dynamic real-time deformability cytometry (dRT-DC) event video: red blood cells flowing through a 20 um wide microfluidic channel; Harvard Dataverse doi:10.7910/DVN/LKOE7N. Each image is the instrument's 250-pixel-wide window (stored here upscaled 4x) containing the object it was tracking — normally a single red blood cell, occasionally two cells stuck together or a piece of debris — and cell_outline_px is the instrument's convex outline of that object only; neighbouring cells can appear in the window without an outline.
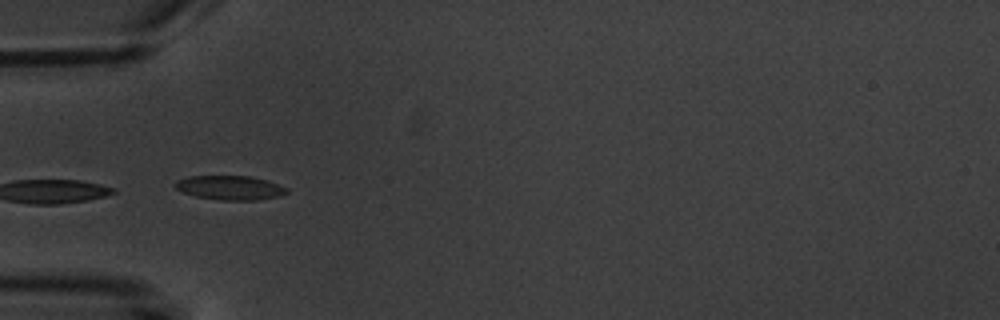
{"species": "common noctule bat (a hibernating species)", "species_latin": "Nyctalus noctula", "temperature_condition": "warm", "stored_images_in_passage": 8, "camera_frame_rate_fps": 3000, "um_per_image_px": 0.085, "animal": {"sex": "male", "body_mass_g": 20.1, "forearm_length_mm": 53.5}, "frame": {"image": 1, "passage_image": 6, "time_ms": 5.667, "image_size_px": [1000, 320], "cell_outline_px": [[288, 192], [280, 196], [256, 200], [220, 200], [196, 196], [184, 192], [176, 188], [172, 184], [176, 180], [188, 176], [252, 176], [268, 180], [288, 188]], "centroid_in_image_um": [19.56, 15.95], "position_along_channel_um": 65.4, "area_um2": 15.84}}